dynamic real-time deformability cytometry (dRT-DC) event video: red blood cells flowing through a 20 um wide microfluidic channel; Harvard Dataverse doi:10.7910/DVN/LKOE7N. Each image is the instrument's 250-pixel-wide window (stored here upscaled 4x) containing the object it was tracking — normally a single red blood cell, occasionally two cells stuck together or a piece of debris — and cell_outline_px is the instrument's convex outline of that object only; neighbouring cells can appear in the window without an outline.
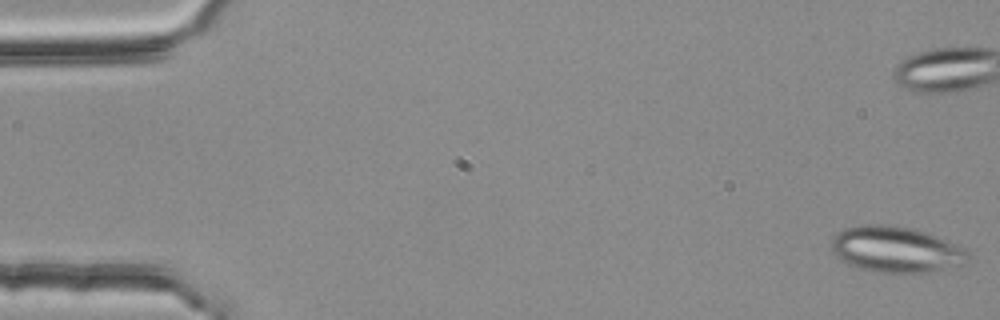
{"species": "common noctule bat (a hibernating species)", "species_latin": "Nyctalus noctula", "temperature_condition": "room temperature", "stored_images_in_passage": 54, "segment_of_instrument_passage": [1, 2], "camera_frame_rate_fps": 3000, "um_per_image_px": 0.085, "animal": {"sex": "female", "body_mass_g": 25.1}, "frame": {"image": 1, "passage_image": 1, "time_ms": 0.0, "image_size_px": [1000, 320], "cell_outline_px": [[972, 260], [968, 264], [936, 272], [872, 272], [848, 264], [840, 260], [832, 252], [832, 240], [836, 232], [844, 228], [860, 224], [888, 224], [912, 228], [928, 232], [964, 248], [972, 256]], "centroid_in_image_um": [76.21, 21.21], "position_along_channel_um": 8.8, "area_um2": 37.4}}